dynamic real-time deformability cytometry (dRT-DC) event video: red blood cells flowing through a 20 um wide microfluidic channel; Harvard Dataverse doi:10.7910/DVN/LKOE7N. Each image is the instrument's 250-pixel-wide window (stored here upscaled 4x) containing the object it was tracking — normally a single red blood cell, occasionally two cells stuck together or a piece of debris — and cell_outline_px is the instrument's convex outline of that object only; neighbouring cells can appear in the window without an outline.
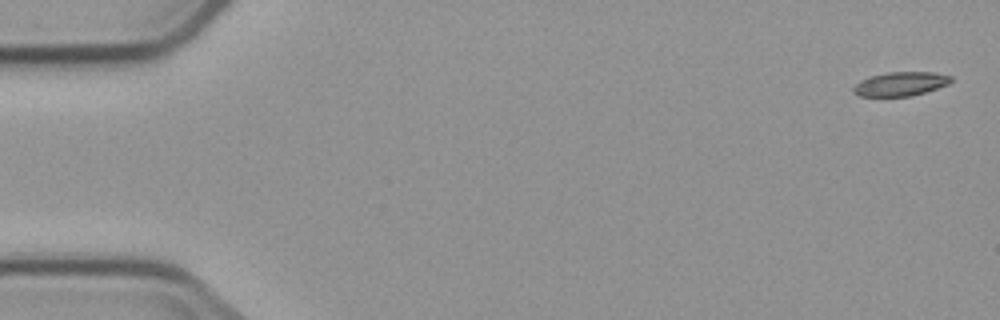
{"species": "common noctule bat (a hibernating species)", "species_latin": "Nyctalus noctula", "temperature_condition": "cold", "stored_images_in_passage": 5, "camera_frame_rate_fps": 3000, "um_per_image_px": 0.085, "animal": {"sex": "male", "body_mass_g": 23.1, "forearm_length_mm": 52.7}, "frame": {"image": 1, "passage_image": 1, "time_ms": 0.0, "image_size_px": [1000, 320], "cell_outline_px": [[952, 80], [948, 84], [912, 96], [860, 96], [852, 92], [852, 88], [860, 80], [868, 76], [888, 72], [932, 72], [952, 76]], "centroid_in_image_um": [76.51, 7.12], "position_along_channel_um": 8.5, "area_um2": 13.64}}
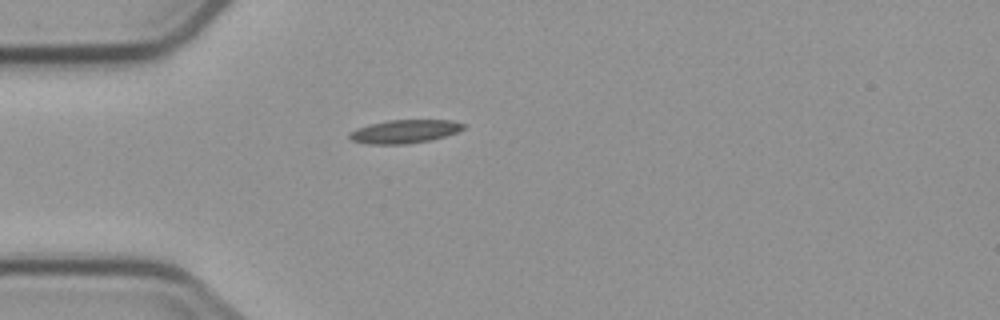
{"frame": {"image": 2, "passage_image": 5, "time_ms": 4.667, "image_size_px": [1000, 320], "cell_outline_px": [[464, 128], [456, 132], [444, 136], [428, 140], [404, 144], [368, 144], [352, 140], [348, 136], [348, 132], [356, 128], [368, 124], [388, 120], [452, 120], [464, 124]], "centroid_in_image_um": [34.33, 11.16], "position_along_channel_um": 50.7, "area_um2": 15.43}}